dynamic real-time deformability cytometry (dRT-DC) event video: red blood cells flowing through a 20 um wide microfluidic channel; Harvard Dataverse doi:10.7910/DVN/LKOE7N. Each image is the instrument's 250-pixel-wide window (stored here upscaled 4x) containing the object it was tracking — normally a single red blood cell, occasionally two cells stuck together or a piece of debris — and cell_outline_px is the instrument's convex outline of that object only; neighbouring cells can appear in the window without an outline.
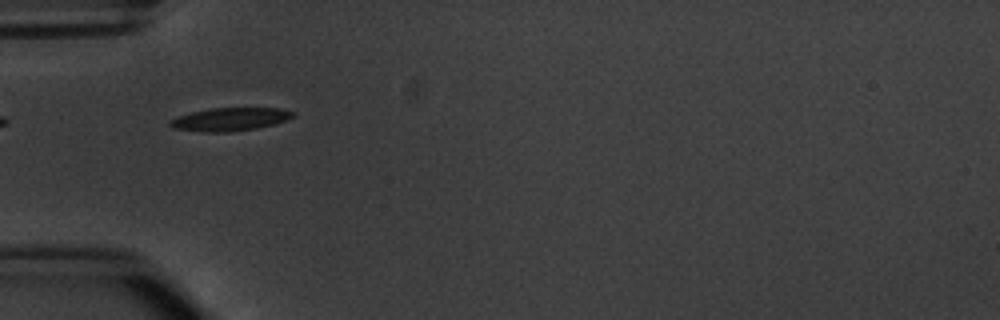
{"species": "common noctule bat (a hibernating species)", "species_latin": "Nyctalus noctula", "temperature_condition": "warm", "stored_images_in_passage": 6, "camera_frame_rate_fps": 3000, "um_per_image_px": 0.085, "animal": {"sex": "male", "body_mass_g": 20.1, "forearm_length_mm": 53.5}, "frame": {"image": 1, "passage_image": 5, "time_ms": 4.667, "image_size_px": [1000, 320], "cell_outline_px": [[296, 116], [276, 124], [256, 128], [228, 132], [204, 132], [172, 128], [168, 124], [168, 120], [192, 112], [212, 108], [280, 108], [292, 112]], "centroid_in_image_um": [19.54, 10.14], "position_along_channel_um": 65.5, "area_um2": 16.53}}